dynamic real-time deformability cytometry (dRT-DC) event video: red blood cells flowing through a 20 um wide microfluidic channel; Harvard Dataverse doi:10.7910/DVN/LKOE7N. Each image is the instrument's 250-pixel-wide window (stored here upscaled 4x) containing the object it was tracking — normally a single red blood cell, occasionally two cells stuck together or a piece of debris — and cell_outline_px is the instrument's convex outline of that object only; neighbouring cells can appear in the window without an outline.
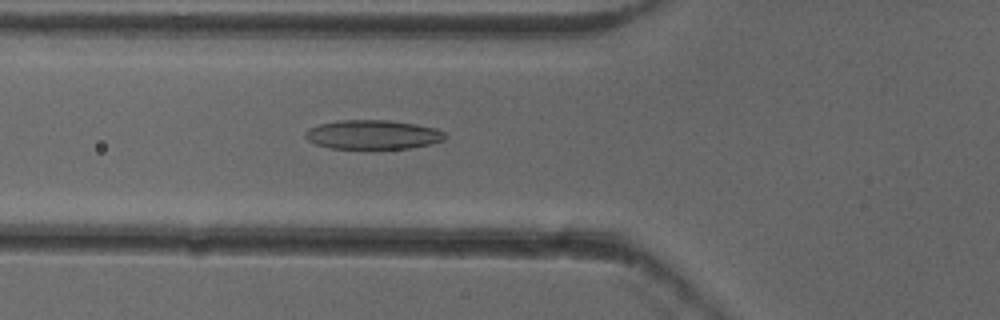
{"species": "common noctule bat (a hibernating species)", "species_latin": "Nyctalus noctula", "temperature_condition": "cold", "stored_images_in_passage": 52, "camera_frame_rate_fps": 3000, "um_per_image_px": 0.085, "animal": {"sex": "female"}, "frame": {"image": 1, "passage_image": 19, "time_ms": 6.0, "image_size_px": [1000, 320], "cell_outline_px": [[448, 136], [444, 140], [432, 144], [408, 148], [328, 148], [316, 144], [308, 140], [304, 136], [304, 132], [308, 128], [320, 124], [340, 120], [388, 120], [416, 124], [436, 128], [444, 132]], "centroid_in_image_um": [31.7, 11.44], "position_along_channel_um": 94.1, "area_um2": 23.81}}
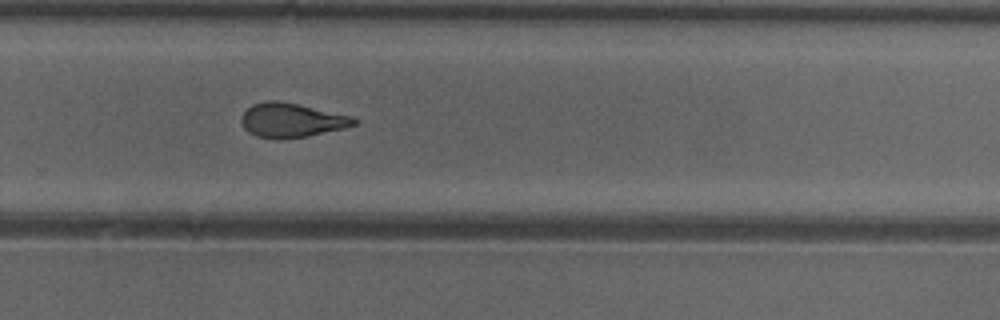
{"frame": {"image": 2, "passage_image": 35, "time_ms": 11.333, "image_size_px": [1000, 320], "cell_outline_px": [[360, 120], [356, 124], [344, 128], [308, 136], [256, 136], [248, 132], [244, 128], [240, 120], [244, 112], [252, 104], [264, 100], [280, 100], [352, 116]], "centroid_in_image_um": [24.8, 10.17], "position_along_channel_um": 305.0, "area_um2": 21.96}}
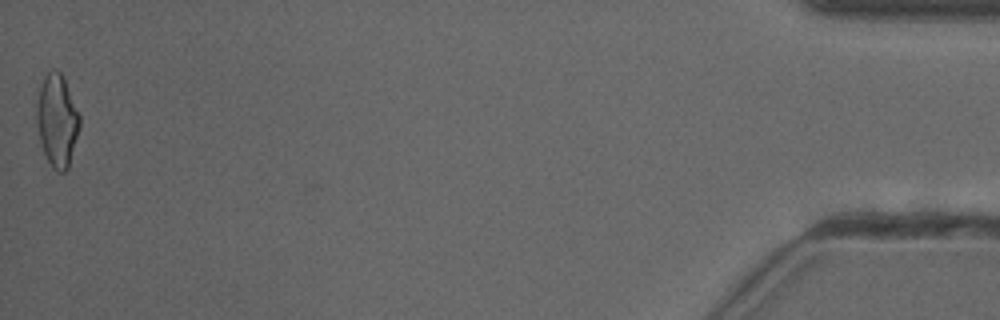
{"frame": {"image": 3, "passage_image": 52, "time_ms": 17.0, "image_size_px": [1000, 320], "cell_outline_px": [[80, 128], [68, 168], [64, 172], [56, 172], [52, 168], [40, 144], [36, 120], [36, 104], [40, 84], [44, 76], [52, 68], [56, 68], [60, 72], [80, 112]], "centroid_in_image_um": [4.85, 10.23], "position_along_channel_um": 430.4, "area_um2": 23.47}, "authors_computed_cell_mechanics": {"area_um2": 23.0044, "velocity_mm_per_s": 3.9442, "shape_relaxation_time_tau1_ms": 6.1583, "shape_relaxation_time_tau2_ms": 2.86, "deformation_change_tau1": 0.1776, "deformation_change_tau2": 0.1224}}